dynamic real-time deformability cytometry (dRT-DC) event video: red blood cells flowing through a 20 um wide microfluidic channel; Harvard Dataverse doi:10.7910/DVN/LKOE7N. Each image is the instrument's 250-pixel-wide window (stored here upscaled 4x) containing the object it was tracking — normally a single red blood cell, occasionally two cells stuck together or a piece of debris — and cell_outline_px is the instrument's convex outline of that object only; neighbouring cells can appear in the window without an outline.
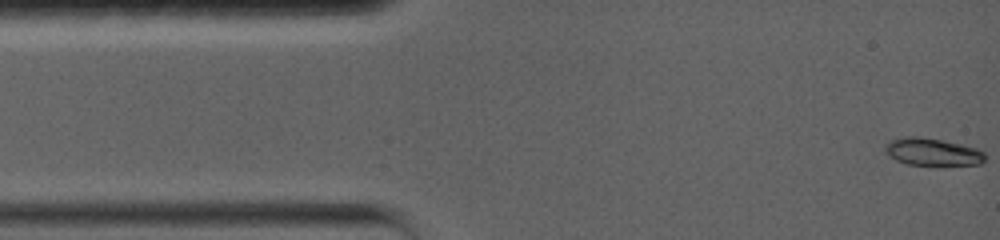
{"species": "common noctule bat (a hibernating species)", "species_latin": "Nyctalus noctula", "temperature_condition": "warm", "stored_images_in_passage": 88, "camera_frame_rate_fps": 5000, "um_per_image_px": 0.085, "animal": {"sex": "female", "body_mass_g": 19.0, "forearm_length_mm": 56.7}, "frame": {"image": 1, "passage_image": 1, "time_ms": 0.0, "image_size_px": [1000, 240], "cell_outline_px": [[984, 160], [980, 164], [908, 164], [896, 160], [884, 148], [884, 144], [888, 140], [904, 136], [916, 136], [944, 140], [976, 148], [984, 152]], "centroid_in_image_um": [79.22, 12.88], "position_along_channel_um": 5.8, "area_um2": 15.66}}
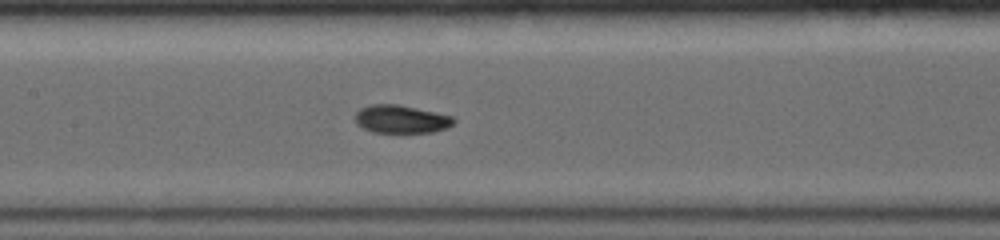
{"frame": {"image": 2, "passage_image": 34, "time_ms": 6.6, "image_size_px": [1000, 240], "cell_outline_px": [[456, 120], [452, 124], [444, 128], [432, 132], [372, 132], [364, 128], [356, 120], [356, 112], [360, 108], [368, 104], [396, 104], [416, 108], [452, 116]], "centroid_in_image_um": [34.08, 10.11], "position_along_channel_um": 173.3, "area_um2": 15.78}}
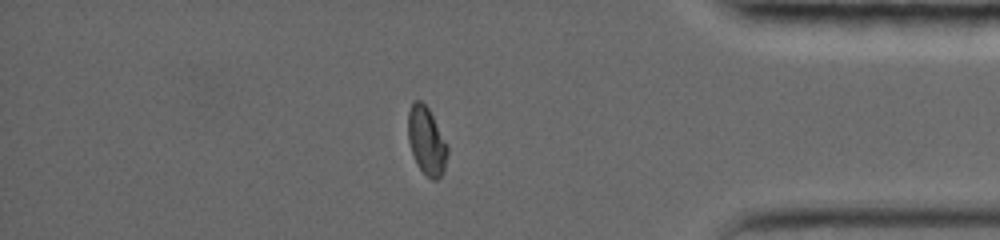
{"frame": {"image": 3, "passage_image": 67, "time_ms": 13.2, "image_size_px": [1000, 240], "cell_outline_px": [[444, 168], [440, 176], [436, 180], [432, 180], [420, 168], [412, 152], [408, 136], [408, 112], [412, 104], [416, 100], [420, 100], [428, 108], [432, 116], [444, 144]], "centroid_in_image_um": [36.18, 11.94], "position_along_channel_um": 399.0, "area_um2": 14.33}, "authors_computed_cell_mechanics": {"area_um2": 15.5193, "velocity_mm_per_s": 3.7916, "shape_relaxation_time_tau1_ms": 3.4869, "shape_relaxation_time_tau2_ms": 8.6947, "deformation_change_tau1": 0.1587, "deformation_change_tau2": 0.0541}}